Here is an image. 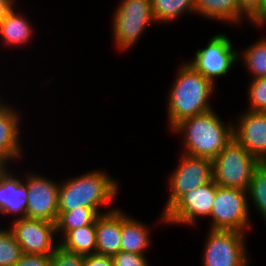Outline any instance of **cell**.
I'll list each match as a JSON object with an SVG mask.
<instances>
[{"label": "cell", "instance_id": "cell-5", "mask_svg": "<svg viewBox=\"0 0 266 266\" xmlns=\"http://www.w3.org/2000/svg\"><path fill=\"white\" fill-rule=\"evenodd\" d=\"M114 11L112 32L119 51H127L137 44L151 24H156L151 0H122Z\"/></svg>", "mask_w": 266, "mask_h": 266}, {"label": "cell", "instance_id": "cell-18", "mask_svg": "<svg viewBox=\"0 0 266 266\" xmlns=\"http://www.w3.org/2000/svg\"><path fill=\"white\" fill-rule=\"evenodd\" d=\"M17 5H15L8 14L0 21V37L2 42L8 47H20L31 42L34 36L33 25L20 12H16ZM15 46V47H14Z\"/></svg>", "mask_w": 266, "mask_h": 266}, {"label": "cell", "instance_id": "cell-28", "mask_svg": "<svg viewBox=\"0 0 266 266\" xmlns=\"http://www.w3.org/2000/svg\"><path fill=\"white\" fill-rule=\"evenodd\" d=\"M112 258L114 266H149L147 258L143 254L120 251Z\"/></svg>", "mask_w": 266, "mask_h": 266}, {"label": "cell", "instance_id": "cell-10", "mask_svg": "<svg viewBox=\"0 0 266 266\" xmlns=\"http://www.w3.org/2000/svg\"><path fill=\"white\" fill-rule=\"evenodd\" d=\"M216 196V183L211 182L184 194L166 213L165 225H197V219L210 216Z\"/></svg>", "mask_w": 266, "mask_h": 266}, {"label": "cell", "instance_id": "cell-31", "mask_svg": "<svg viewBox=\"0 0 266 266\" xmlns=\"http://www.w3.org/2000/svg\"><path fill=\"white\" fill-rule=\"evenodd\" d=\"M84 266H114L112 256L93 253L84 256Z\"/></svg>", "mask_w": 266, "mask_h": 266}, {"label": "cell", "instance_id": "cell-34", "mask_svg": "<svg viewBox=\"0 0 266 266\" xmlns=\"http://www.w3.org/2000/svg\"><path fill=\"white\" fill-rule=\"evenodd\" d=\"M6 163L0 158V173L7 167Z\"/></svg>", "mask_w": 266, "mask_h": 266}, {"label": "cell", "instance_id": "cell-2", "mask_svg": "<svg viewBox=\"0 0 266 266\" xmlns=\"http://www.w3.org/2000/svg\"><path fill=\"white\" fill-rule=\"evenodd\" d=\"M171 131L182 135L183 153L210 160L234 138L233 123H224L214 109L182 120Z\"/></svg>", "mask_w": 266, "mask_h": 266}, {"label": "cell", "instance_id": "cell-6", "mask_svg": "<svg viewBox=\"0 0 266 266\" xmlns=\"http://www.w3.org/2000/svg\"><path fill=\"white\" fill-rule=\"evenodd\" d=\"M249 205L246 190L216 184V196L209 216L212 221L209 229L246 233L252 228Z\"/></svg>", "mask_w": 266, "mask_h": 266}, {"label": "cell", "instance_id": "cell-33", "mask_svg": "<svg viewBox=\"0 0 266 266\" xmlns=\"http://www.w3.org/2000/svg\"><path fill=\"white\" fill-rule=\"evenodd\" d=\"M266 24V0L260 2V27Z\"/></svg>", "mask_w": 266, "mask_h": 266}, {"label": "cell", "instance_id": "cell-22", "mask_svg": "<svg viewBox=\"0 0 266 266\" xmlns=\"http://www.w3.org/2000/svg\"><path fill=\"white\" fill-rule=\"evenodd\" d=\"M98 215L99 214L93 208L87 207H78L74 210L58 213L56 221V234L59 236L58 241L68 231L92 224Z\"/></svg>", "mask_w": 266, "mask_h": 266}, {"label": "cell", "instance_id": "cell-32", "mask_svg": "<svg viewBox=\"0 0 266 266\" xmlns=\"http://www.w3.org/2000/svg\"><path fill=\"white\" fill-rule=\"evenodd\" d=\"M16 0H0V21L17 4Z\"/></svg>", "mask_w": 266, "mask_h": 266}, {"label": "cell", "instance_id": "cell-25", "mask_svg": "<svg viewBox=\"0 0 266 266\" xmlns=\"http://www.w3.org/2000/svg\"><path fill=\"white\" fill-rule=\"evenodd\" d=\"M23 255L13 232L0 229V266H14Z\"/></svg>", "mask_w": 266, "mask_h": 266}, {"label": "cell", "instance_id": "cell-35", "mask_svg": "<svg viewBox=\"0 0 266 266\" xmlns=\"http://www.w3.org/2000/svg\"><path fill=\"white\" fill-rule=\"evenodd\" d=\"M2 96H0V106L4 103L3 99L1 98Z\"/></svg>", "mask_w": 266, "mask_h": 266}, {"label": "cell", "instance_id": "cell-19", "mask_svg": "<svg viewBox=\"0 0 266 266\" xmlns=\"http://www.w3.org/2000/svg\"><path fill=\"white\" fill-rule=\"evenodd\" d=\"M150 228L122 211L121 251L146 254L150 247Z\"/></svg>", "mask_w": 266, "mask_h": 266}, {"label": "cell", "instance_id": "cell-13", "mask_svg": "<svg viewBox=\"0 0 266 266\" xmlns=\"http://www.w3.org/2000/svg\"><path fill=\"white\" fill-rule=\"evenodd\" d=\"M233 124L234 139L261 163L266 162V112L244 111Z\"/></svg>", "mask_w": 266, "mask_h": 266}, {"label": "cell", "instance_id": "cell-29", "mask_svg": "<svg viewBox=\"0 0 266 266\" xmlns=\"http://www.w3.org/2000/svg\"><path fill=\"white\" fill-rule=\"evenodd\" d=\"M260 2L261 0H238L241 8L250 16L251 25L260 27Z\"/></svg>", "mask_w": 266, "mask_h": 266}, {"label": "cell", "instance_id": "cell-23", "mask_svg": "<svg viewBox=\"0 0 266 266\" xmlns=\"http://www.w3.org/2000/svg\"><path fill=\"white\" fill-rule=\"evenodd\" d=\"M246 48L243 53L238 51V59L242 58V64L246 65L252 79L266 77V38H261Z\"/></svg>", "mask_w": 266, "mask_h": 266}, {"label": "cell", "instance_id": "cell-27", "mask_svg": "<svg viewBox=\"0 0 266 266\" xmlns=\"http://www.w3.org/2000/svg\"><path fill=\"white\" fill-rule=\"evenodd\" d=\"M50 266H84V255L69 252L59 245L50 255Z\"/></svg>", "mask_w": 266, "mask_h": 266}, {"label": "cell", "instance_id": "cell-8", "mask_svg": "<svg viewBox=\"0 0 266 266\" xmlns=\"http://www.w3.org/2000/svg\"><path fill=\"white\" fill-rule=\"evenodd\" d=\"M246 233L209 229L203 249V266H248Z\"/></svg>", "mask_w": 266, "mask_h": 266}, {"label": "cell", "instance_id": "cell-14", "mask_svg": "<svg viewBox=\"0 0 266 266\" xmlns=\"http://www.w3.org/2000/svg\"><path fill=\"white\" fill-rule=\"evenodd\" d=\"M20 113L8 103L4 102L0 106V158L6 164L23 158V147L20 142V123H22Z\"/></svg>", "mask_w": 266, "mask_h": 266}, {"label": "cell", "instance_id": "cell-17", "mask_svg": "<svg viewBox=\"0 0 266 266\" xmlns=\"http://www.w3.org/2000/svg\"><path fill=\"white\" fill-rule=\"evenodd\" d=\"M195 14L236 26L243 23L246 17L250 24V16L241 8L238 0H195Z\"/></svg>", "mask_w": 266, "mask_h": 266}, {"label": "cell", "instance_id": "cell-16", "mask_svg": "<svg viewBox=\"0 0 266 266\" xmlns=\"http://www.w3.org/2000/svg\"><path fill=\"white\" fill-rule=\"evenodd\" d=\"M8 166L0 173V214L26 217V183L10 173Z\"/></svg>", "mask_w": 266, "mask_h": 266}, {"label": "cell", "instance_id": "cell-15", "mask_svg": "<svg viewBox=\"0 0 266 266\" xmlns=\"http://www.w3.org/2000/svg\"><path fill=\"white\" fill-rule=\"evenodd\" d=\"M96 253L113 256L121 251L122 210L112 208L95 220Z\"/></svg>", "mask_w": 266, "mask_h": 266}, {"label": "cell", "instance_id": "cell-12", "mask_svg": "<svg viewBox=\"0 0 266 266\" xmlns=\"http://www.w3.org/2000/svg\"><path fill=\"white\" fill-rule=\"evenodd\" d=\"M23 254L51 255L59 246L54 242L56 223L27 217L16 218L9 228Z\"/></svg>", "mask_w": 266, "mask_h": 266}, {"label": "cell", "instance_id": "cell-20", "mask_svg": "<svg viewBox=\"0 0 266 266\" xmlns=\"http://www.w3.org/2000/svg\"><path fill=\"white\" fill-rule=\"evenodd\" d=\"M96 228L95 221L68 231L60 240L59 245L73 253L90 255L96 253Z\"/></svg>", "mask_w": 266, "mask_h": 266}, {"label": "cell", "instance_id": "cell-11", "mask_svg": "<svg viewBox=\"0 0 266 266\" xmlns=\"http://www.w3.org/2000/svg\"><path fill=\"white\" fill-rule=\"evenodd\" d=\"M27 189L26 217L56 223L58 218L59 181L29 172L23 176Z\"/></svg>", "mask_w": 266, "mask_h": 266}, {"label": "cell", "instance_id": "cell-4", "mask_svg": "<svg viewBox=\"0 0 266 266\" xmlns=\"http://www.w3.org/2000/svg\"><path fill=\"white\" fill-rule=\"evenodd\" d=\"M260 163L233 138L213 159V180L218 186L247 191Z\"/></svg>", "mask_w": 266, "mask_h": 266}, {"label": "cell", "instance_id": "cell-3", "mask_svg": "<svg viewBox=\"0 0 266 266\" xmlns=\"http://www.w3.org/2000/svg\"><path fill=\"white\" fill-rule=\"evenodd\" d=\"M59 185L58 213L78 207L93 208L98 214L119 194V185L106 171H87L76 177H69Z\"/></svg>", "mask_w": 266, "mask_h": 266}, {"label": "cell", "instance_id": "cell-21", "mask_svg": "<svg viewBox=\"0 0 266 266\" xmlns=\"http://www.w3.org/2000/svg\"><path fill=\"white\" fill-rule=\"evenodd\" d=\"M156 23H173L186 12L195 14V0H151Z\"/></svg>", "mask_w": 266, "mask_h": 266}, {"label": "cell", "instance_id": "cell-26", "mask_svg": "<svg viewBox=\"0 0 266 266\" xmlns=\"http://www.w3.org/2000/svg\"><path fill=\"white\" fill-rule=\"evenodd\" d=\"M248 111L266 112V77L251 79L247 90Z\"/></svg>", "mask_w": 266, "mask_h": 266}, {"label": "cell", "instance_id": "cell-24", "mask_svg": "<svg viewBox=\"0 0 266 266\" xmlns=\"http://www.w3.org/2000/svg\"><path fill=\"white\" fill-rule=\"evenodd\" d=\"M247 193L248 201L266 221V162L260 163L255 169Z\"/></svg>", "mask_w": 266, "mask_h": 266}, {"label": "cell", "instance_id": "cell-30", "mask_svg": "<svg viewBox=\"0 0 266 266\" xmlns=\"http://www.w3.org/2000/svg\"><path fill=\"white\" fill-rule=\"evenodd\" d=\"M14 266H50V255L23 254Z\"/></svg>", "mask_w": 266, "mask_h": 266}, {"label": "cell", "instance_id": "cell-9", "mask_svg": "<svg viewBox=\"0 0 266 266\" xmlns=\"http://www.w3.org/2000/svg\"><path fill=\"white\" fill-rule=\"evenodd\" d=\"M230 38L216 34L209 39L205 48L197 49L194 58L189 60L198 72L216 82V78L225 77L238 62V51L233 48Z\"/></svg>", "mask_w": 266, "mask_h": 266}, {"label": "cell", "instance_id": "cell-7", "mask_svg": "<svg viewBox=\"0 0 266 266\" xmlns=\"http://www.w3.org/2000/svg\"><path fill=\"white\" fill-rule=\"evenodd\" d=\"M176 169L171 172L167 183L169 197L159 224H165V213L186 193L213 180V160L183 153Z\"/></svg>", "mask_w": 266, "mask_h": 266}, {"label": "cell", "instance_id": "cell-1", "mask_svg": "<svg viewBox=\"0 0 266 266\" xmlns=\"http://www.w3.org/2000/svg\"><path fill=\"white\" fill-rule=\"evenodd\" d=\"M168 91L167 121L172 130L182 120L213 109L210 98L215 83L198 72L190 63L183 62Z\"/></svg>", "mask_w": 266, "mask_h": 266}]
</instances>
